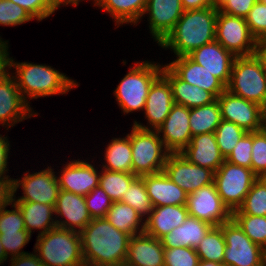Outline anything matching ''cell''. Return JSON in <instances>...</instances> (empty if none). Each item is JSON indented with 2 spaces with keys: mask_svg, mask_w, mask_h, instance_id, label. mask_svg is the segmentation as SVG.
<instances>
[{
  "mask_svg": "<svg viewBox=\"0 0 266 266\" xmlns=\"http://www.w3.org/2000/svg\"><path fill=\"white\" fill-rule=\"evenodd\" d=\"M80 235L85 266L124 265L131 236L106 218H93Z\"/></svg>",
  "mask_w": 266,
  "mask_h": 266,
  "instance_id": "1",
  "label": "cell"
},
{
  "mask_svg": "<svg viewBox=\"0 0 266 266\" xmlns=\"http://www.w3.org/2000/svg\"><path fill=\"white\" fill-rule=\"evenodd\" d=\"M217 14L218 9L214 6L184 11L158 45L172 49L176 57L189 55L196 48L215 41Z\"/></svg>",
  "mask_w": 266,
  "mask_h": 266,
  "instance_id": "2",
  "label": "cell"
},
{
  "mask_svg": "<svg viewBox=\"0 0 266 266\" xmlns=\"http://www.w3.org/2000/svg\"><path fill=\"white\" fill-rule=\"evenodd\" d=\"M14 67L16 76H13L23 99H37L51 95L66 94L69 90L79 86L64 73L46 66L29 62H15L8 57V69ZM27 96V97H26Z\"/></svg>",
  "mask_w": 266,
  "mask_h": 266,
  "instance_id": "3",
  "label": "cell"
},
{
  "mask_svg": "<svg viewBox=\"0 0 266 266\" xmlns=\"http://www.w3.org/2000/svg\"><path fill=\"white\" fill-rule=\"evenodd\" d=\"M34 252L45 266H85L81 235L74 230L54 228L37 236Z\"/></svg>",
  "mask_w": 266,
  "mask_h": 266,
  "instance_id": "4",
  "label": "cell"
},
{
  "mask_svg": "<svg viewBox=\"0 0 266 266\" xmlns=\"http://www.w3.org/2000/svg\"><path fill=\"white\" fill-rule=\"evenodd\" d=\"M226 89L266 107V67L263 59L258 54L236 57Z\"/></svg>",
  "mask_w": 266,
  "mask_h": 266,
  "instance_id": "5",
  "label": "cell"
},
{
  "mask_svg": "<svg viewBox=\"0 0 266 266\" xmlns=\"http://www.w3.org/2000/svg\"><path fill=\"white\" fill-rule=\"evenodd\" d=\"M162 66L152 62H136L116 87L114 93L123 113L144 110L153 82L162 74Z\"/></svg>",
  "mask_w": 266,
  "mask_h": 266,
  "instance_id": "6",
  "label": "cell"
},
{
  "mask_svg": "<svg viewBox=\"0 0 266 266\" xmlns=\"http://www.w3.org/2000/svg\"><path fill=\"white\" fill-rule=\"evenodd\" d=\"M128 135L132 147L133 174L141 177L162 172L170 152L165 149L158 132L143 130L133 125Z\"/></svg>",
  "mask_w": 266,
  "mask_h": 266,
  "instance_id": "7",
  "label": "cell"
},
{
  "mask_svg": "<svg viewBox=\"0 0 266 266\" xmlns=\"http://www.w3.org/2000/svg\"><path fill=\"white\" fill-rule=\"evenodd\" d=\"M259 177L251 168L238 166L224 160L214 174V183L223 204L230 210H237Z\"/></svg>",
  "mask_w": 266,
  "mask_h": 266,
  "instance_id": "8",
  "label": "cell"
},
{
  "mask_svg": "<svg viewBox=\"0 0 266 266\" xmlns=\"http://www.w3.org/2000/svg\"><path fill=\"white\" fill-rule=\"evenodd\" d=\"M226 248L223 264L225 266H261L266 258V250L252 242L231 218L221 225Z\"/></svg>",
  "mask_w": 266,
  "mask_h": 266,
  "instance_id": "9",
  "label": "cell"
},
{
  "mask_svg": "<svg viewBox=\"0 0 266 266\" xmlns=\"http://www.w3.org/2000/svg\"><path fill=\"white\" fill-rule=\"evenodd\" d=\"M236 57L251 56L258 52V41L252 35L246 19L218 11L216 38Z\"/></svg>",
  "mask_w": 266,
  "mask_h": 266,
  "instance_id": "10",
  "label": "cell"
},
{
  "mask_svg": "<svg viewBox=\"0 0 266 266\" xmlns=\"http://www.w3.org/2000/svg\"><path fill=\"white\" fill-rule=\"evenodd\" d=\"M24 174L22 179L12 180V201L38 202L55 206L60 187L53 169L48 167L40 172ZM19 185L22 186L24 195L15 200Z\"/></svg>",
  "mask_w": 266,
  "mask_h": 266,
  "instance_id": "11",
  "label": "cell"
},
{
  "mask_svg": "<svg viewBox=\"0 0 266 266\" xmlns=\"http://www.w3.org/2000/svg\"><path fill=\"white\" fill-rule=\"evenodd\" d=\"M186 207L189 216L205 221L212 226H220L232 217L230 210L223 204L215 183L188 194Z\"/></svg>",
  "mask_w": 266,
  "mask_h": 266,
  "instance_id": "12",
  "label": "cell"
},
{
  "mask_svg": "<svg viewBox=\"0 0 266 266\" xmlns=\"http://www.w3.org/2000/svg\"><path fill=\"white\" fill-rule=\"evenodd\" d=\"M163 171L187 194L214 183V171L190 163L181 153H169Z\"/></svg>",
  "mask_w": 266,
  "mask_h": 266,
  "instance_id": "13",
  "label": "cell"
},
{
  "mask_svg": "<svg viewBox=\"0 0 266 266\" xmlns=\"http://www.w3.org/2000/svg\"><path fill=\"white\" fill-rule=\"evenodd\" d=\"M217 100L223 120L235 123L246 132L260 130L262 106L241 98L227 89Z\"/></svg>",
  "mask_w": 266,
  "mask_h": 266,
  "instance_id": "14",
  "label": "cell"
},
{
  "mask_svg": "<svg viewBox=\"0 0 266 266\" xmlns=\"http://www.w3.org/2000/svg\"><path fill=\"white\" fill-rule=\"evenodd\" d=\"M9 73L8 70L0 78V123L2 126L13 127L27 117H35L38 114L34 113V110L32 112L30 105L23 99L14 77Z\"/></svg>",
  "mask_w": 266,
  "mask_h": 266,
  "instance_id": "15",
  "label": "cell"
},
{
  "mask_svg": "<svg viewBox=\"0 0 266 266\" xmlns=\"http://www.w3.org/2000/svg\"><path fill=\"white\" fill-rule=\"evenodd\" d=\"M165 149L170 153H180L191 141L189 108L174 104L165 121L156 129Z\"/></svg>",
  "mask_w": 266,
  "mask_h": 266,
  "instance_id": "16",
  "label": "cell"
},
{
  "mask_svg": "<svg viewBox=\"0 0 266 266\" xmlns=\"http://www.w3.org/2000/svg\"><path fill=\"white\" fill-rule=\"evenodd\" d=\"M174 105L171 85L161 74L151 85L144 108L148 126L134 121V126L143 130H156L167 118Z\"/></svg>",
  "mask_w": 266,
  "mask_h": 266,
  "instance_id": "17",
  "label": "cell"
},
{
  "mask_svg": "<svg viewBox=\"0 0 266 266\" xmlns=\"http://www.w3.org/2000/svg\"><path fill=\"white\" fill-rule=\"evenodd\" d=\"M193 61L205 67L226 87L231 78L232 66L236 56L226 50L216 40L196 48L188 55Z\"/></svg>",
  "mask_w": 266,
  "mask_h": 266,
  "instance_id": "18",
  "label": "cell"
},
{
  "mask_svg": "<svg viewBox=\"0 0 266 266\" xmlns=\"http://www.w3.org/2000/svg\"><path fill=\"white\" fill-rule=\"evenodd\" d=\"M180 0H148L144 14H149V29L159 44L183 15Z\"/></svg>",
  "mask_w": 266,
  "mask_h": 266,
  "instance_id": "19",
  "label": "cell"
},
{
  "mask_svg": "<svg viewBox=\"0 0 266 266\" xmlns=\"http://www.w3.org/2000/svg\"><path fill=\"white\" fill-rule=\"evenodd\" d=\"M54 209L56 215L66 218L56 220L58 228L80 233L92 220L84 196L69 191L59 190Z\"/></svg>",
  "mask_w": 266,
  "mask_h": 266,
  "instance_id": "20",
  "label": "cell"
},
{
  "mask_svg": "<svg viewBox=\"0 0 266 266\" xmlns=\"http://www.w3.org/2000/svg\"><path fill=\"white\" fill-rule=\"evenodd\" d=\"M167 66L183 81L210 92L216 99L226 90V86L205 67L193 61L188 55L177 57Z\"/></svg>",
  "mask_w": 266,
  "mask_h": 266,
  "instance_id": "21",
  "label": "cell"
},
{
  "mask_svg": "<svg viewBox=\"0 0 266 266\" xmlns=\"http://www.w3.org/2000/svg\"><path fill=\"white\" fill-rule=\"evenodd\" d=\"M58 178L61 190L86 196L99 186L100 173L94 165L82 160L70 161L66 164Z\"/></svg>",
  "mask_w": 266,
  "mask_h": 266,
  "instance_id": "22",
  "label": "cell"
},
{
  "mask_svg": "<svg viewBox=\"0 0 266 266\" xmlns=\"http://www.w3.org/2000/svg\"><path fill=\"white\" fill-rule=\"evenodd\" d=\"M164 247L161 239L146 233L133 235L130 238L126 266H164Z\"/></svg>",
  "mask_w": 266,
  "mask_h": 266,
  "instance_id": "23",
  "label": "cell"
},
{
  "mask_svg": "<svg viewBox=\"0 0 266 266\" xmlns=\"http://www.w3.org/2000/svg\"><path fill=\"white\" fill-rule=\"evenodd\" d=\"M193 164L208 168L214 172L223 164L215 133L193 136L190 143L180 152Z\"/></svg>",
  "mask_w": 266,
  "mask_h": 266,
  "instance_id": "24",
  "label": "cell"
},
{
  "mask_svg": "<svg viewBox=\"0 0 266 266\" xmlns=\"http://www.w3.org/2000/svg\"><path fill=\"white\" fill-rule=\"evenodd\" d=\"M141 177L153 207L186 205L188 194L176 185L164 171Z\"/></svg>",
  "mask_w": 266,
  "mask_h": 266,
  "instance_id": "25",
  "label": "cell"
},
{
  "mask_svg": "<svg viewBox=\"0 0 266 266\" xmlns=\"http://www.w3.org/2000/svg\"><path fill=\"white\" fill-rule=\"evenodd\" d=\"M186 205H166L153 207L145 222L144 233L161 239L188 218Z\"/></svg>",
  "mask_w": 266,
  "mask_h": 266,
  "instance_id": "26",
  "label": "cell"
},
{
  "mask_svg": "<svg viewBox=\"0 0 266 266\" xmlns=\"http://www.w3.org/2000/svg\"><path fill=\"white\" fill-rule=\"evenodd\" d=\"M162 75L171 85L174 104L190 109L210 104L216 100L210 92L180 79L167 65L163 66Z\"/></svg>",
  "mask_w": 266,
  "mask_h": 266,
  "instance_id": "27",
  "label": "cell"
},
{
  "mask_svg": "<svg viewBox=\"0 0 266 266\" xmlns=\"http://www.w3.org/2000/svg\"><path fill=\"white\" fill-rule=\"evenodd\" d=\"M212 227L209 223L188 216L183 224L161 238L164 249L176 247L196 248Z\"/></svg>",
  "mask_w": 266,
  "mask_h": 266,
  "instance_id": "28",
  "label": "cell"
},
{
  "mask_svg": "<svg viewBox=\"0 0 266 266\" xmlns=\"http://www.w3.org/2000/svg\"><path fill=\"white\" fill-rule=\"evenodd\" d=\"M12 202L15 203L21 210L24 218L25 228L30 234L34 229H43L41 232H39V235H42L47 231L57 227L56 219L54 220L52 218V216H54L53 213H55L53 205L26 201Z\"/></svg>",
  "mask_w": 266,
  "mask_h": 266,
  "instance_id": "29",
  "label": "cell"
},
{
  "mask_svg": "<svg viewBox=\"0 0 266 266\" xmlns=\"http://www.w3.org/2000/svg\"><path fill=\"white\" fill-rule=\"evenodd\" d=\"M148 0H99L97 6L102 7L120 24H137L144 15Z\"/></svg>",
  "mask_w": 266,
  "mask_h": 266,
  "instance_id": "30",
  "label": "cell"
},
{
  "mask_svg": "<svg viewBox=\"0 0 266 266\" xmlns=\"http://www.w3.org/2000/svg\"><path fill=\"white\" fill-rule=\"evenodd\" d=\"M105 218L116 229L130 236L144 233L145 222H142L141 215L132 206L121 201L112 203Z\"/></svg>",
  "mask_w": 266,
  "mask_h": 266,
  "instance_id": "31",
  "label": "cell"
},
{
  "mask_svg": "<svg viewBox=\"0 0 266 266\" xmlns=\"http://www.w3.org/2000/svg\"><path fill=\"white\" fill-rule=\"evenodd\" d=\"M218 100L210 104L189 109V125L192 137L199 134L214 133L221 123Z\"/></svg>",
  "mask_w": 266,
  "mask_h": 266,
  "instance_id": "32",
  "label": "cell"
},
{
  "mask_svg": "<svg viewBox=\"0 0 266 266\" xmlns=\"http://www.w3.org/2000/svg\"><path fill=\"white\" fill-rule=\"evenodd\" d=\"M103 169L118 172H132V147L130 137L113 138L105 150Z\"/></svg>",
  "mask_w": 266,
  "mask_h": 266,
  "instance_id": "33",
  "label": "cell"
},
{
  "mask_svg": "<svg viewBox=\"0 0 266 266\" xmlns=\"http://www.w3.org/2000/svg\"><path fill=\"white\" fill-rule=\"evenodd\" d=\"M225 248V238L220 225L212 226L195 250L200 260L223 263Z\"/></svg>",
  "mask_w": 266,
  "mask_h": 266,
  "instance_id": "34",
  "label": "cell"
},
{
  "mask_svg": "<svg viewBox=\"0 0 266 266\" xmlns=\"http://www.w3.org/2000/svg\"><path fill=\"white\" fill-rule=\"evenodd\" d=\"M99 186L107 193L113 202H119L127 192L131 182L137 177L133 173L109 171L102 168Z\"/></svg>",
  "mask_w": 266,
  "mask_h": 266,
  "instance_id": "35",
  "label": "cell"
},
{
  "mask_svg": "<svg viewBox=\"0 0 266 266\" xmlns=\"http://www.w3.org/2000/svg\"><path fill=\"white\" fill-rule=\"evenodd\" d=\"M232 214L266 216V185L260 178L253 183L242 205Z\"/></svg>",
  "mask_w": 266,
  "mask_h": 266,
  "instance_id": "36",
  "label": "cell"
},
{
  "mask_svg": "<svg viewBox=\"0 0 266 266\" xmlns=\"http://www.w3.org/2000/svg\"><path fill=\"white\" fill-rule=\"evenodd\" d=\"M231 218L252 242L266 250V216L232 214Z\"/></svg>",
  "mask_w": 266,
  "mask_h": 266,
  "instance_id": "37",
  "label": "cell"
},
{
  "mask_svg": "<svg viewBox=\"0 0 266 266\" xmlns=\"http://www.w3.org/2000/svg\"><path fill=\"white\" fill-rule=\"evenodd\" d=\"M121 202L132 206L142 218L148 217L153 209L142 177H136L131 182Z\"/></svg>",
  "mask_w": 266,
  "mask_h": 266,
  "instance_id": "38",
  "label": "cell"
},
{
  "mask_svg": "<svg viewBox=\"0 0 266 266\" xmlns=\"http://www.w3.org/2000/svg\"><path fill=\"white\" fill-rule=\"evenodd\" d=\"M214 133L220 153L226 159L247 132L235 123L222 119Z\"/></svg>",
  "mask_w": 266,
  "mask_h": 266,
  "instance_id": "39",
  "label": "cell"
},
{
  "mask_svg": "<svg viewBox=\"0 0 266 266\" xmlns=\"http://www.w3.org/2000/svg\"><path fill=\"white\" fill-rule=\"evenodd\" d=\"M34 19L27 10L9 0H0V25L16 26Z\"/></svg>",
  "mask_w": 266,
  "mask_h": 266,
  "instance_id": "40",
  "label": "cell"
},
{
  "mask_svg": "<svg viewBox=\"0 0 266 266\" xmlns=\"http://www.w3.org/2000/svg\"><path fill=\"white\" fill-rule=\"evenodd\" d=\"M90 216L93 218H105L113 201L100 187H95L88 195L84 196Z\"/></svg>",
  "mask_w": 266,
  "mask_h": 266,
  "instance_id": "41",
  "label": "cell"
},
{
  "mask_svg": "<svg viewBox=\"0 0 266 266\" xmlns=\"http://www.w3.org/2000/svg\"><path fill=\"white\" fill-rule=\"evenodd\" d=\"M199 261L194 248L176 247L164 250V266H198Z\"/></svg>",
  "mask_w": 266,
  "mask_h": 266,
  "instance_id": "42",
  "label": "cell"
},
{
  "mask_svg": "<svg viewBox=\"0 0 266 266\" xmlns=\"http://www.w3.org/2000/svg\"><path fill=\"white\" fill-rule=\"evenodd\" d=\"M251 169L258 177L266 173V137L260 130L252 132Z\"/></svg>",
  "mask_w": 266,
  "mask_h": 266,
  "instance_id": "43",
  "label": "cell"
},
{
  "mask_svg": "<svg viewBox=\"0 0 266 266\" xmlns=\"http://www.w3.org/2000/svg\"><path fill=\"white\" fill-rule=\"evenodd\" d=\"M30 239L31 234L28 231L0 233V240L5 254L7 257L10 254L11 258L28 253L25 251L20 252V250L23 249Z\"/></svg>",
  "mask_w": 266,
  "mask_h": 266,
  "instance_id": "44",
  "label": "cell"
},
{
  "mask_svg": "<svg viewBox=\"0 0 266 266\" xmlns=\"http://www.w3.org/2000/svg\"><path fill=\"white\" fill-rule=\"evenodd\" d=\"M246 23L252 35L260 41L266 39V5L257 1L247 15Z\"/></svg>",
  "mask_w": 266,
  "mask_h": 266,
  "instance_id": "45",
  "label": "cell"
},
{
  "mask_svg": "<svg viewBox=\"0 0 266 266\" xmlns=\"http://www.w3.org/2000/svg\"><path fill=\"white\" fill-rule=\"evenodd\" d=\"M252 132H247L235 145L230 155L225 159L230 163L251 168Z\"/></svg>",
  "mask_w": 266,
  "mask_h": 266,
  "instance_id": "46",
  "label": "cell"
},
{
  "mask_svg": "<svg viewBox=\"0 0 266 266\" xmlns=\"http://www.w3.org/2000/svg\"><path fill=\"white\" fill-rule=\"evenodd\" d=\"M28 11L36 20L41 21L52 15L58 7L51 0H9Z\"/></svg>",
  "mask_w": 266,
  "mask_h": 266,
  "instance_id": "47",
  "label": "cell"
},
{
  "mask_svg": "<svg viewBox=\"0 0 266 266\" xmlns=\"http://www.w3.org/2000/svg\"><path fill=\"white\" fill-rule=\"evenodd\" d=\"M14 210L3 209L0 212V233L27 231L24 224V218L19 207L11 202Z\"/></svg>",
  "mask_w": 266,
  "mask_h": 266,
  "instance_id": "48",
  "label": "cell"
},
{
  "mask_svg": "<svg viewBox=\"0 0 266 266\" xmlns=\"http://www.w3.org/2000/svg\"><path fill=\"white\" fill-rule=\"evenodd\" d=\"M258 0H226L218 11L237 17L246 18Z\"/></svg>",
  "mask_w": 266,
  "mask_h": 266,
  "instance_id": "49",
  "label": "cell"
},
{
  "mask_svg": "<svg viewBox=\"0 0 266 266\" xmlns=\"http://www.w3.org/2000/svg\"><path fill=\"white\" fill-rule=\"evenodd\" d=\"M10 143L7 137L0 135V182H12L13 178L5 173L8 171V154H9Z\"/></svg>",
  "mask_w": 266,
  "mask_h": 266,
  "instance_id": "50",
  "label": "cell"
},
{
  "mask_svg": "<svg viewBox=\"0 0 266 266\" xmlns=\"http://www.w3.org/2000/svg\"><path fill=\"white\" fill-rule=\"evenodd\" d=\"M10 261L11 266H45L35 252L12 257Z\"/></svg>",
  "mask_w": 266,
  "mask_h": 266,
  "instance_id": "51",
  "label": "cell"
},
{
  "mask_svg": "<svg viewBox=\"0 0 266 266\" xmlns=\"http://www.w3.org/2000/svg\"><path fill=\"white\" fill-rule=\"evenodd\" d=\"M12 202V182H0V212Z\"/></svg>",
  "mask_w": 266,
  "mask_h": 266,
  "instance_id": "52",
  "label": "cell"
},
{
  "mask_svg": "<svg viewBox=\"0 0 266 266\" xmlns=\"http://www.w3.org/2000/svg\"><path fill=\"white\" fill-rule=\"evenodd\" d=\"M183 10H195L213 6L211 0H180Z\"/></svg>",
  "mask_w": 266,
  "mask_h": 266,
  "instance_id": "53",
  "label": "cell"
},
{
  "mask_svg": "<svg viewBox=\"0 0 266 266\" xmlns=\"http://www.w3.org/2000/svg\"><path fill=\"white\" fill-rule=\"evenodd\" d=\"M1 37V36H0ZM0 38V68H8V41H3Z\"/></svg>",
  "mask_w": 266,
  "mask_h": 266,
  "instance_id": "54",
  "label": "cell"
},
{
  "mask_svg": "<svg viewBox=\"0 0 266 266\" xmlns=\"http://www.w3.org/2000/svg\"><path fill=\"white\" fill-rule=\"evenodd\" d=\"M257 54L263 59L266 67V39L258 41V52Z\"/></svg>",
  "mask_w": 266,
  "mask_h": 266,
  "instance_id": "55",
  "label": "cell"
},
{
  "mask_svg": "<svg viewBox=\"0 0 266 266\" xmlns=\"http://www.w3.org/2000/svg\"><path fill=\"white\" fill-rule=\"evenodd\" d=\"M260 131L265 135L266 137V107L262 109L261 113V122H260Z\"/></svg>",
  "mask_w": 266,
  "mask_h": 266,
  "instance_id": "56",
  "label": "cell"
},
{
  "mask_svg": "<svg viewBox=\"0 0 266 266\" xmlns=\"http://www.w3.org/2000/svg\"><path fill=\"white\" fill-rule=\"evenodd\" d=\"M198 266H225L223 263L200 260Z\"/></svg>",
  "mask_w": 266,
  "mask_h": 266,
  "instance_id": "57",
  "label": "cell"
},
{
  "mask_svg": "<svg viewBox=\"0 0 266 266\" xmlns=\"http://www.w3.org/2000/svg\"><path fill=\"white\" fill-rule=\"evenodd\" d=\"M81 0H64V5H68V4H71V5H75L77 6L79 4ZM99 0H94V5L97 6Z\"/></svg>",
  "mask_w": 266,
  "mask_h": 266,
  "instance_id": "58",
  "label": "cell"
},
{
  "mask_svg": "<svg viewBox=\"0 0 266 266\" xmlns=\"http://www.w3.org/2000/svg\"><path fill=\"white\" fill-rule=\"evenodd\" d=\"M7 256L5 254V251H4V248H3V245L1 244V240H0V265L2 263H4V261L7 260Z\"/></svg>",
  "mask_w": 266,
  "mask_h": 266,
  "instance_id": "59",
  "label": "cell"
},
{
  "mask_svg": "<svg viewBox=\"0 0 266 266\" xmlns=\"http://www.w3.org/2000/svg\"><path fill=\"white\" fill-rule=\"evenodd\" d=\"M226 0H211L212 5L217 9L225 2Z\"/></svg>",
  "mask_w": 266,
  "mask_h": 266,
  "instance_id": "60",
  "label": "cell"
},
{
  "mask_svg": "<svg viewBox=\"0 0 266 266\" xmlns=\"http://www.w3.org/2000/svg\"><path fill=\"white\" fill-rule=\"evenodd\" d=\"M58 8L63 4L64 0H51Z\"/></svg>",
  "mask_w": 266,
  "mask_h": 266,
  "instance_id": "61",
  "label": "cell"
},
{
  "mask_svg": "<svg viewBox=\"0 0 266 266\" xmlns=\"http://www.w3.org/2000/svg\"><path fill=\"white\" fill-rule=\"evenodd\" d=\"M8 71L7 68H0V78Z\"/></svg>",
  "mask_w": 266,
  "mask_h": 266,
  "instance_id": "62",
  "label": "cell"
},
{
  "mask_svg": "<svg viewBox=\"0 0 266 266\" xmlns=\"http://www.w3.org/2000/svg\"><path fill=\"white\" fill-rule=\"evenodd\" d=\"M259 178H260V179L265 183V185H266V173H264L263 175H261Z\"/></svg>",
  "mask_w": 266,
  "mask_h": 266,
  "instance_id": "63",
  "label": "cell"
},
{
  "mask_svg": "<svg viewBox=\"0 0 266 266\" xmlns=\"http://www.w3.org/2000/svg\"><path fill=\"white\" fill-rule=\"evenodd\" d=\"M258 1L266 5V0H258Z\"/></svg>",
  "mask_w": 266,
  "mask_h": 266,
  "instance_id": "64",
  "label": "cell"
}]
</instances>
